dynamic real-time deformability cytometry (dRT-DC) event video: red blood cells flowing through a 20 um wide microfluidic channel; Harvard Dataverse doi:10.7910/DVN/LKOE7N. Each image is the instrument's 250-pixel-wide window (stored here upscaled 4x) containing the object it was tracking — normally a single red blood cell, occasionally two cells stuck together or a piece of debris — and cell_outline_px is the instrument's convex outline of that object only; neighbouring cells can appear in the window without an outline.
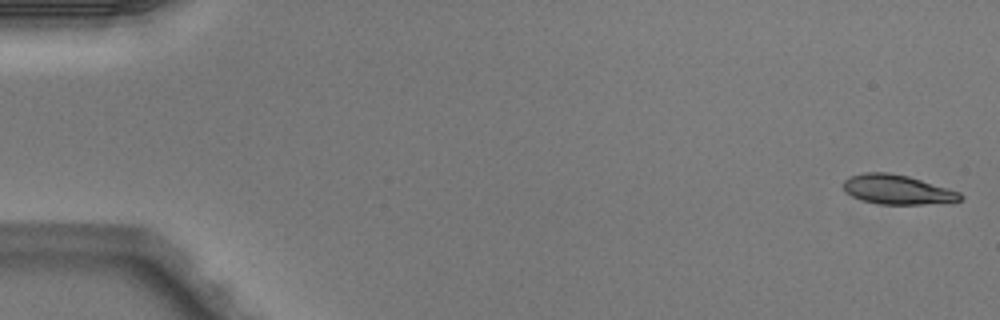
{"species": "Egyptian fruit bat (a non-hibernating species)", "species_latin": "Rousettus aegyptiacus", "temperature_condition": "warm", "stored_images_in_passage": 4, "camera_frame_rate_fps": 3000, "um_per_image_px": 0.085, "animal": {"sex": "male"}, "frame": {"image": 1, "passage_image": 1, "time_ms": 0.0, "image_size_px": [1000, 320], "cell_outline_px": [[964, 200], [920, 204], [880, 204], [860, 200], [852, 196], [844, 188], [844, 180], [848, 176], [864, 172], [888, 172], [908, 176], [948, 188], [960, 192], [964, 196]], "centroid_in_image_um": [76.26, 16.1], "position_along_channel_um": 8.7, "area_um2": 20.0}}